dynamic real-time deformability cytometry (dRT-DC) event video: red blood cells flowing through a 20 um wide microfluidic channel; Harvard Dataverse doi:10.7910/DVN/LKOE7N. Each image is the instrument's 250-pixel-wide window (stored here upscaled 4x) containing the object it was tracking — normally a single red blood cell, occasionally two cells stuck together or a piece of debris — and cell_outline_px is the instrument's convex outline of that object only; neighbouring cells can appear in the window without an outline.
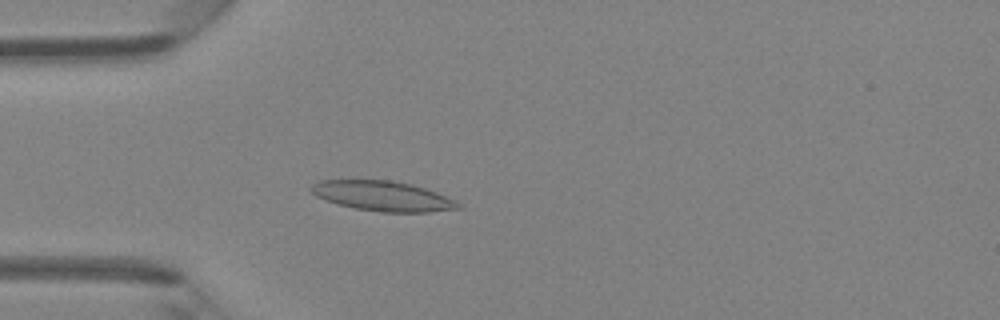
{"species": "Egyptian fruit bat (a non-hibernating species)", "species_latin": "Rousettus aegyptiacus", "temperature_condition": "room temperature", "stored_images_in_passage": 48, "camera_frame_rate_fps": 3000, "um_per_image_px": 0.085, "animal": {"sex": "female"}, "frame": {"image": 1, "passage_image": 14, "time_ms": 4.333, "image_size_px": [1000, 320], "cell_outline_px": [[464, 208], [432, 212], [384, 212], [352, 208], [336, 204], [316, 196], [308, 188], [312, 184], [320, 180], [392, 180], [412, 184], [436, 192], [456, 200], [464, 204]], "centroid_in_image_um": [32.57, 16.67], "position_along_channel_um": 52.4, "area_um2": 26.01}}
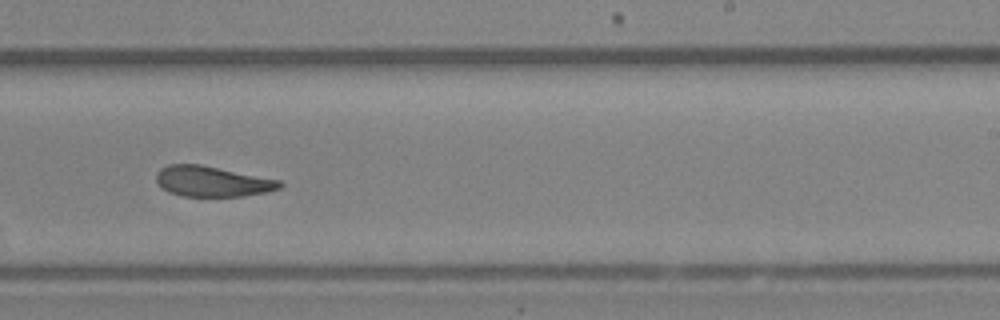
{"frame": {"image": 2, "passage_image": 30, "time_ms": 9.667, "image_size_px": [1000, 320], "cell_outline_px": [[284, 184], [280, 188], [268, 192], [244, 196], [180, 196], [168, 192], [156, 180], [156, 172], [160, 168], [168, 164], [200, 164], [280, 180]], "centroid_in_image_um": [18.04, 15.42], "position_along_channel_um": 271.0, "area_um2": 21.96}}
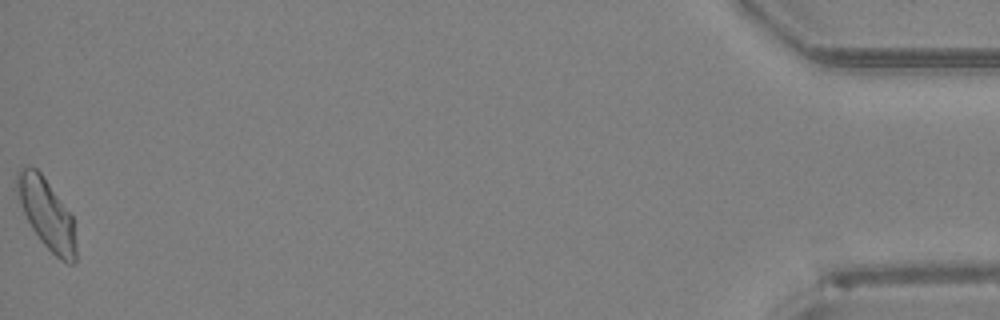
{"frame": {"image": 3, "passage_image": 48, "time_ms": 15.667, "image_size_px": [1000, 320], "cell_outline_px": [[76, 260], [72, 264], [68, 264], [60, 260], [40, 240], [32, 228], [12, 188], [16, 172], [20, 168], [28, 164], [36, 168], [40, 172], [72, 216], [76, 244]], "centroid_in_image_um": [3.9, 18.12], "position_along_channel_um": 431.3, "area_um2": 24.33}, "authors_computed_cell_mechanics": {"area_um2": 23.4668, "velocity_mm_per_s": 4.2832, "shape_relaxation_time_tau1_ms": 11.1597, "shape_relaxation_time_tau2_ms": 2.4328, "deformation_change_tau1": 0.2337, "deformation_change_tau2": 0.1052}}